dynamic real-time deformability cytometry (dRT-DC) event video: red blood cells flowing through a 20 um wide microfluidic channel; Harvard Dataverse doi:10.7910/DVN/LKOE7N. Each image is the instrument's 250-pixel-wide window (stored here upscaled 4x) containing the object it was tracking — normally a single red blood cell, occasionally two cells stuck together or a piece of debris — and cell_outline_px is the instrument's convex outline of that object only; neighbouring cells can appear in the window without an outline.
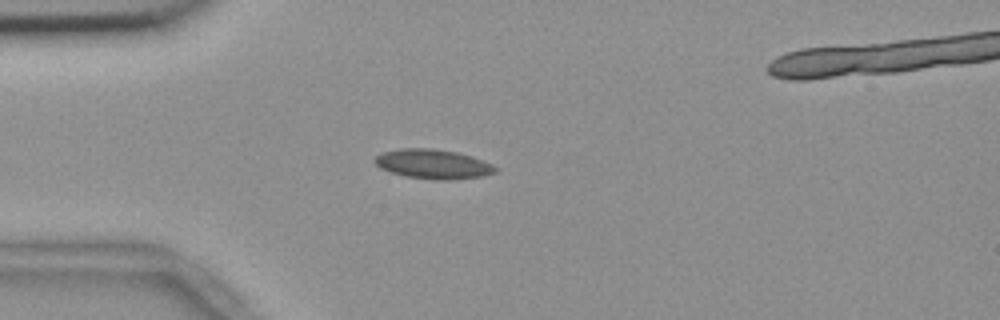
{"species": "common noctule bat (a hibernating species)", "species_latin": "Nyctalus noctula", "temperature_condition": "room temperature", "stored_images_in_passage": 49, "camera_frame_rate_fps": 3000, "um_per_image_px": 0.085, "animal": {"sex": "female", "body_mass_g": 18.4}, "frame": {"image": 1, "passage_image": 13, "time_ms": 4.0, "image_size_px": [1000, 320], "cell_outline_px": [[496, 172], [484, 176], [444, 180], [432, 180], [404, 176], [380, 168], [372, 160], [380, 152], [400, 148], [432, 148], [456, 152], [472, 156], [492, 164], [496, 168]], "centroid_in_image_um": [36.77, 13.94], "position_along_channel_um": 48.2, "area_um2": 20.81}}
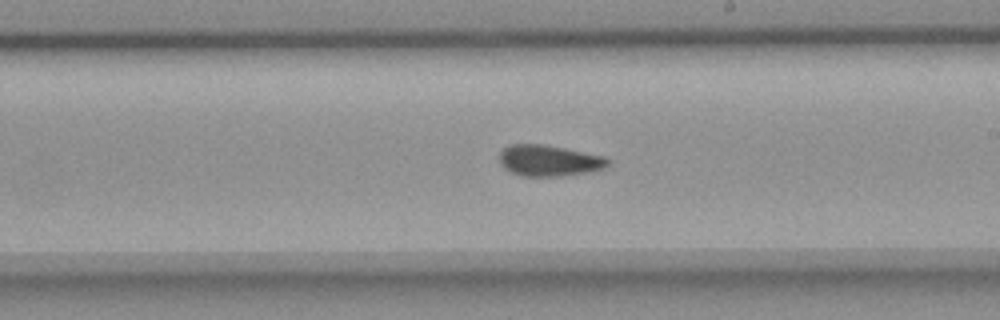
{"frame": {"image": 2, "passage_image": 30, "time_ms": 9.667, "image_size_px": [1000, 320], "cell_outline_px": [[612, 160], [604, 168], [564, 176], [520, 176], [504, 168], [500, 164], [500, 152], [504, 148], [512, 144], [544, 144], [604, 156]], "centroid_in_image_um": [46.66, 13.65], "position_along_channel_um": 242.3, "area_um2": 19.59}}
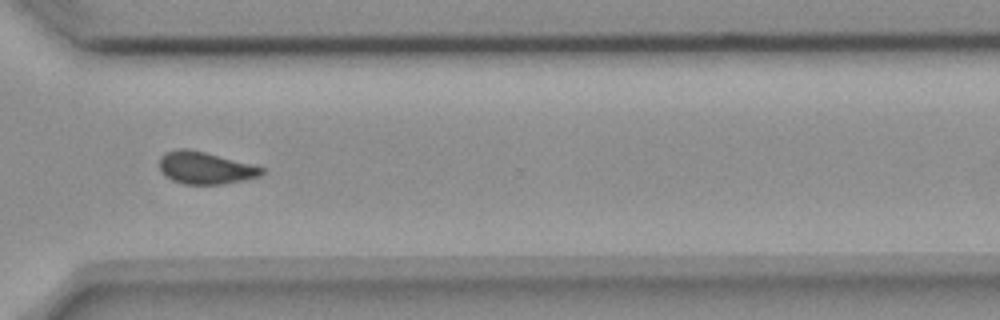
{"frame": {"image": 3, "passage_image": 39, "time_ms": 12.667, "image_size_px": [1000, 320], "cell_outline_px": [[264, 172], [260, 176], [244, 180], [220, 184], [184, 184], [172, 180], [160, 172], [160, 156], [164, 152], [176, 148], [188, 148], [204, 152], [264, 168]], "centroid_in_image_um": [17.39, 14.27], "position_along_channel_um": 353.2, "area_um2": 19.07}, "authors_computed_cell_mechanics": {"area_um2": 19.7098, "velocity_mm_per_s": 3.6667, "shape_relaxation_time_tau1_ms": null, "shape_relaxation_time_tau2_ms": 2.5195, "deformation_change_tau1": null, "deformation_change_tau2": 0.0782}}